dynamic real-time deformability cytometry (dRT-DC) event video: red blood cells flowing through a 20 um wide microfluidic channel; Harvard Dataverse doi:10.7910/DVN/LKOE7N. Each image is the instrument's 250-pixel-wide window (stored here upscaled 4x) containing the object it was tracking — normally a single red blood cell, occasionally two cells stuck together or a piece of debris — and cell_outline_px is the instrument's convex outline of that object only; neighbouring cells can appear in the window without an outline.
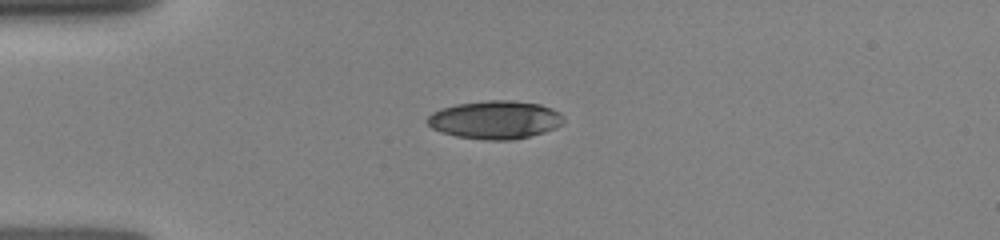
{"species": "human", "species_latin": "Homo sapiens", "temperature_condition": "room temperature", "stored_images_in_passage": 41, "camera_frame_rate_fps": 3000, "um_per_image_px": 0.085, "donor": {"sex": "female"}, "frame": {"image": 1, "passage_image": 1, "time_ms": 0.0, "image_size_px": [1000, 240], "cell_outline_px": [[564, 124], [556, 128], [544, 132], [512, 140], [484, 140], [456, 136], [440, 132], [432, 128], [424, 120], [432, 112], [440, 108], [456, 104], [488, 100], [512, 100], [540, 104], [552, 108], [560, 112], [564, 116]], "centroid_in_image_um": [42.09, 10.18], "position_along_channel_um": 42.9, "area_um2": 30.69}}
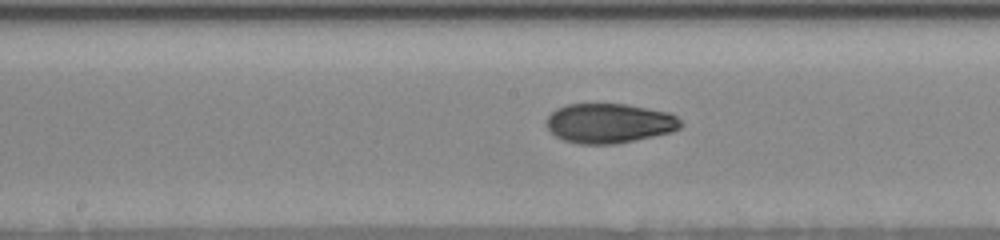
{"frame": {"image": 2, "passage_image": 14, "time_ms": 4.333, "image_size_px": [1000, 240], "cell_outline_px": [[684, 124], [680, 128], [672, 132], [616, 144], [580, 144], [564, 140], [556, 136], [548, 128], [548, 116], [556, 108], [568, 104], [628, 104], [668, 112], [676, 116]], "centroid_in_image_um": [51.82, 10.47], "position_along_channel_um": 196.4, "area_um2": 30.98}}
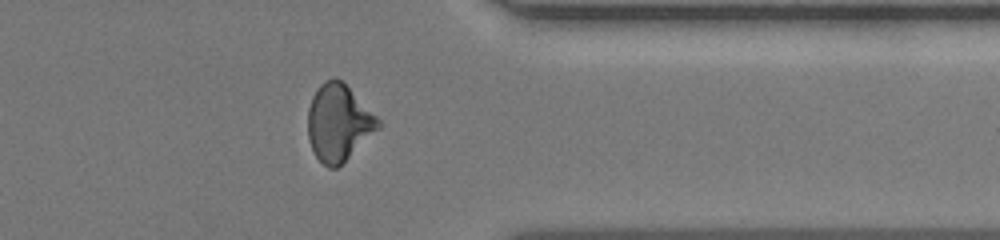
{"frame": {"image": 3, "passage_image": 31, "time_ms": 9.0, "image_size_px": [1000, 240], "cell_outline_px": [[384, 124], [380, 128], [336, 168], [328, 168], [316, 156], [308, 140], [308, 108], [312, 96], [320, 84], [324, 80], [336, 76]], "centroid_in_image_um": [28.76, 10.42], "position_along_channel_um": 382.6, "area_um2": 31.04}}